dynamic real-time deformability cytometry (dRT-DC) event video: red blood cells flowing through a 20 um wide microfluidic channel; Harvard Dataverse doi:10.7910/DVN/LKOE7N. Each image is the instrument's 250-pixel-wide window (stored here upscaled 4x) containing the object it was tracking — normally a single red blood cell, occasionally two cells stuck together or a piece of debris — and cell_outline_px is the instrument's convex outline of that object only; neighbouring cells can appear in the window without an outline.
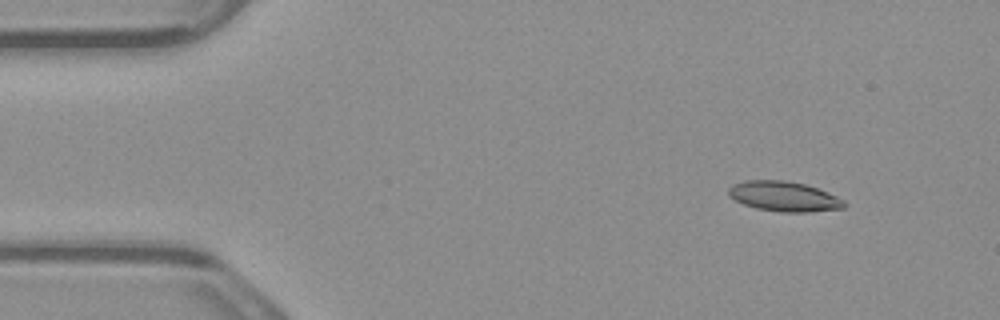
{"species": "common noctule bat (a hibernating species)", "species_latin": "Nyctalus noctula", "temperature_condition": "warm", "stored_images_in_passage": 6, "camera_frame_rate_fps": 3000, "um_per_image_px": 0.085, "animal": {"sex": "male", "body_mass_g": 23.1, "forearm_length_mm": 52.7}, "frame": {"image": 1, "passage_image": 2, "time_ms": 0.333, "image_size_px": [1000, 320], "cell_outline_px": [[848, 204], [844, 208], [812, 212], [780, 212], [756, 208], [744, 204], [728, 196], [728, 188], [732, 184], [744, 180], [784, 180], [804, 184], [828, 192], [844, 200]], "centroid_in_image_um": [66.64, 16.7], "position_along_channel_um": 18.4, "area_um2": 20.35}}
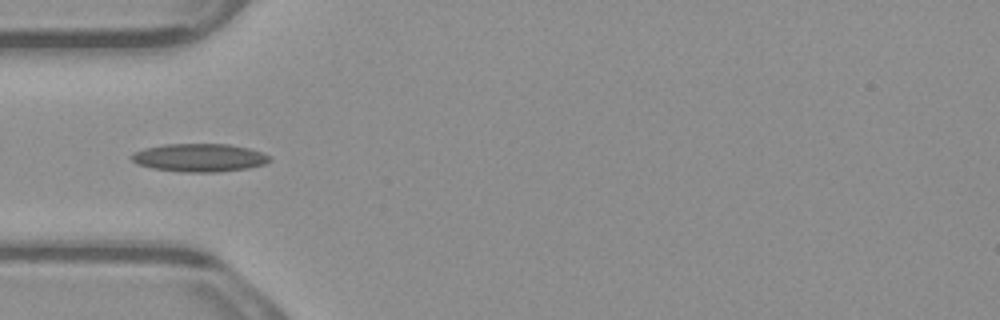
{"frame": {"image": 2, "passage_image": 5, "time_ms": 1.333, "image_size_px": [1000, 320], "cell_outline_px": [[272, 160], [264, 164], [248, 168], [216, 172], [180, 172], [152, 168], [136, 164], [128, 156], [132, 152], [144, 148], [164, 144], [228, 144], [248, 148], [272, 156]], "centroid_in_image_um": [16.91, 13.4], "position_along_channel_um": 68.1, "area_um2": 22.83}}
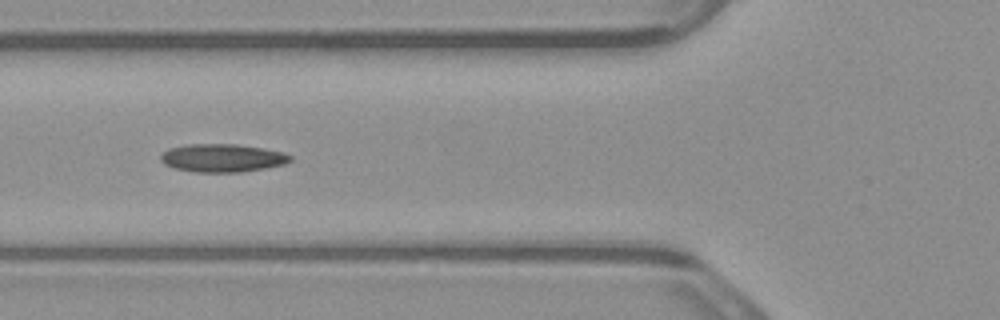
{"frame": {"image": 3, "passage_image": 6, "time_ms": 1.667, "image_size_px": [1000, 320], "cell_outline_px": [[292, 160], [284, 164], [264, 168], [240, 172], [192, 172], [176, 168], [164, 164], [160, 160], [160, 156], [168, 148], [188, 144], [236, 144], [284, 152], [292, 156]], "centroid_in_image_um": [18.88, 13.43], "position_along_channel_um": 106.9, "area_um2": 21.15}}